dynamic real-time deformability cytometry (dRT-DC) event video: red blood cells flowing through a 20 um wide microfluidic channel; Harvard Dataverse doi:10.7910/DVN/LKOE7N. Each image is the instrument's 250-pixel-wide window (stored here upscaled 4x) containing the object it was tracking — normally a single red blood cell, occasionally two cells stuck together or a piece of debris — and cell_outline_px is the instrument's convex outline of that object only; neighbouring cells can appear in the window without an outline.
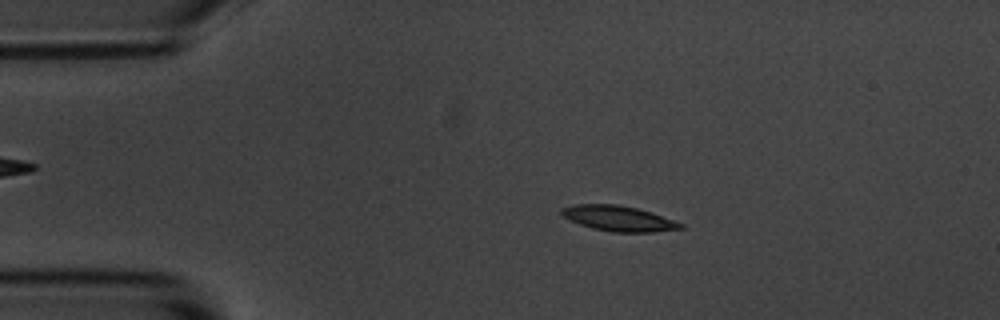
{"species": "common noctule bat (a hibernating species)", "species_latin": "Nyctalus noctula", "temperature_condition": "room temperature", "stored_images_in_passage": 4, "camera_frame_rate_fps": 3000, "um_per_image_px": 0.085, "animal": {"sex": "male", "body_mass_g": 20.1, "forearm_length_mm": 53.5}, "frame": {"image": 1, "passage_image": 2, "time_ms": 1.333, "image_size_px": [1000, 320], "cell_outline_px": [[684, 228], [652, 232], [612, 232], [592, 228], [580, 224], [564, 216], [560, 212], [560, 208], [576, 204], [620, 204], [636, 208], [684, 224]], "centroid_in_image_um": [52.55, 18.56], "position_along_channel_um": 32.5, "area_um2": 17.28}}
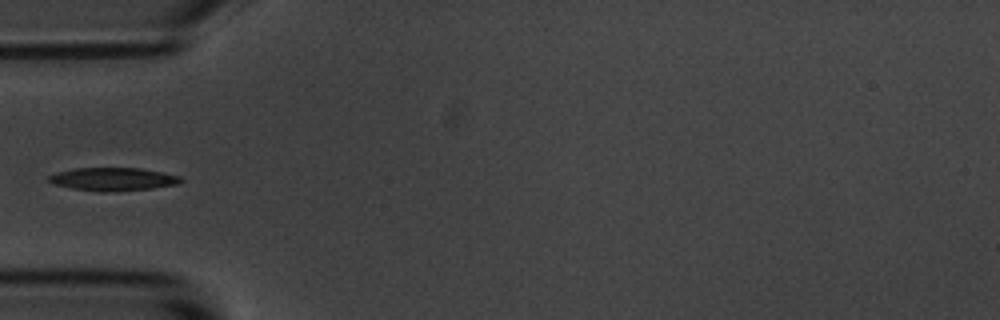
{"frame": {"image": 2, "passage_image": 4, "time_ms": 3.667, "image_size_px": [1000, 320], "cell_outline_px": [[184, 180], [176, 184], [152, 188], [112, 192], [100, 192], [72, 188], [56, 184], [48, 180], [48, 176], [56, 172], [72, 168], [140, 168], [164, 172], [180, 176]], "centroid_in_image_um": [9.62, 15.22], "position_along_channel_um": 75.4, "area_um2": 17.8}}